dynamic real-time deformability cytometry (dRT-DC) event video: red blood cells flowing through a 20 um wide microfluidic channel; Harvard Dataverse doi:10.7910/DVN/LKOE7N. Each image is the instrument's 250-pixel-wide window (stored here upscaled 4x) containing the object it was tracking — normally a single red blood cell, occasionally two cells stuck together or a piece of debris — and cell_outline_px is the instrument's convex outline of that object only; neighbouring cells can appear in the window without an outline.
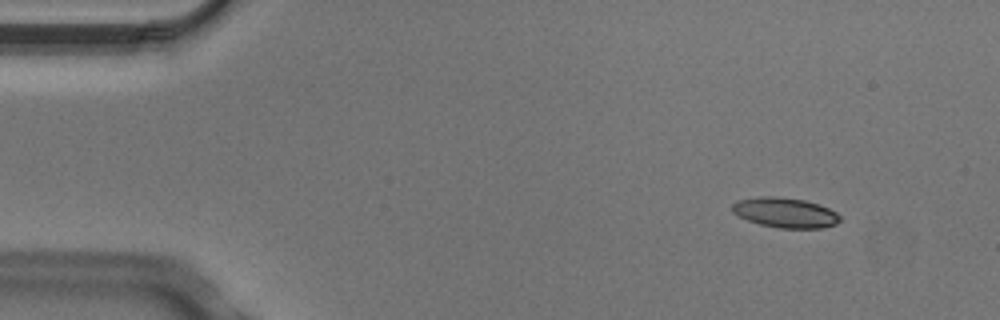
{"species": "Egyptian fruit bat (a non-hibernating species)", "species_latin": "Rousettus aegyptiacus", "temperature_condition": "cold", "stored_images_in_passage": 8, "camera_frame_rate_fps": 3000, "um_per_image_px": 0.085, "animal": {"sex": "male"}, "frame": {"image": 1, "passage_image": 1, "time_ms": 0.0, "image_size_px": [1000, 320], "cell_outline_px": [[840, 220], [836, 224], [824, 228], [780, 228], [760, 224], [748, 220], [732, 212], [732, 204], [736, 200], [760, 196], [772, 196], [804, 200], [828, 208], [836, 212], [840, 216]], "centroid_in_image_um": [66.73, 18.07], "position_along_channel_um": 18.3, "area_um2": 18.73}}
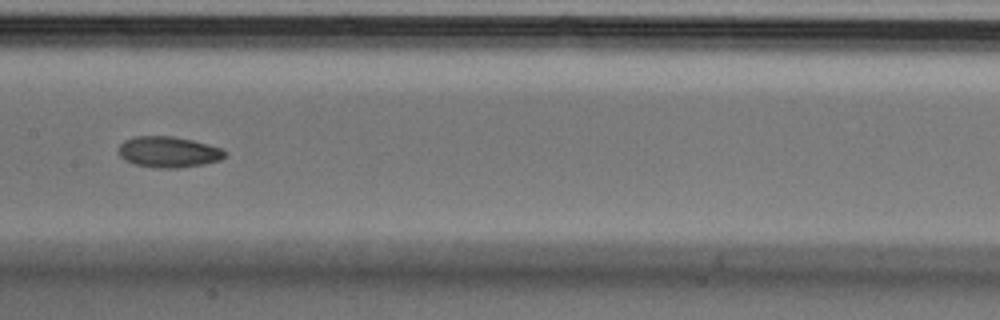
{"frame": {"image": 2, "passage_image": 7, "time_ms": 2.0, "image_size_px": [1000, 320], "cell_outline_px": [[228, 152], [220, 160], [204, 164], [180, 168], [156, 168], [136, 164], [124, 160], [120, 156], [120, 144], [124, 140], [136, 136], [172, 136], [192, 140], [208, 144], [220, 148]], "centroid_in_image_um": [14.33, 12.92], "position_along_channel_um": 193.1, "area_um2": 19.13}}
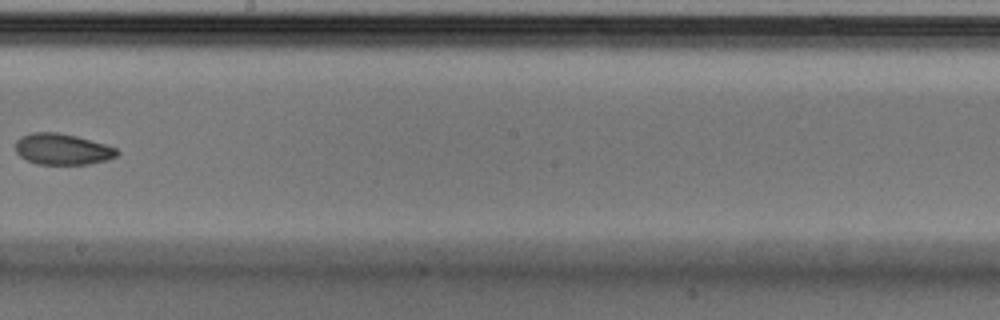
{"frame": {"image": 3, "passage_image": 8, "time_ms": 2.333, "image_size_px": [1000, 320], "cell_outline_px": [[120, 152], [116, 156], [108, 160], [88, 164], [36, 164], [20, 156], [16, 152], [16, 140], [20, 136], [32, 132], [56, 132], [76, 136], [104, 144], [116, 148]], "centroid_in_image_um": [5.29, 12.68], "position_along_channel_um": 242.9, "area_um2": 18.38}}